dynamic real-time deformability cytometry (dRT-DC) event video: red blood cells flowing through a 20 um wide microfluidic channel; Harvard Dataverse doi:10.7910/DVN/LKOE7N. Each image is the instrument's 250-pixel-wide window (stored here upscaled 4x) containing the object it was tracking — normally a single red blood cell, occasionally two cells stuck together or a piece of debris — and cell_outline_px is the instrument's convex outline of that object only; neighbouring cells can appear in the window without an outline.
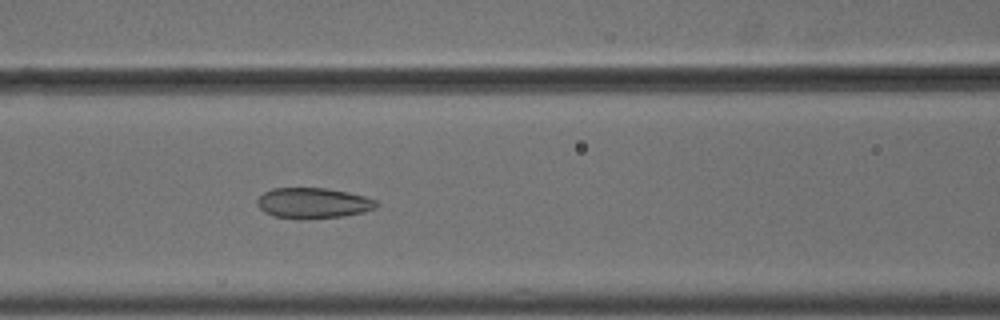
{"species": "common noctule bat (a hibernating species)", "species_latin": "Nyctalus noctula", "temperature_condition": "cold", "stored_images_in_passage": 41, "camera_frame_rate_fps": 3000, "um_per_image_px": 0.085, "animal": {"sex": "male", "body_mass_g": 18.8}, "frame": {"image": 1, "passage_image": 15, "time_ms": 4.667, "image_size_px": [1000, 320], "cell_outline_px": [[380, 204], [376, 208], [364, 212], [344, 216], [276, 216], [264, 212], [256, 204], [256, 200], [264, 192], [272, 188], [324, 188], [348, 192], [364, 196], [376, 200]], "centroid_in_image_um": [26.65, 17.21], "position_along_channel_um": 140.0, "area_um2": 20.46}}
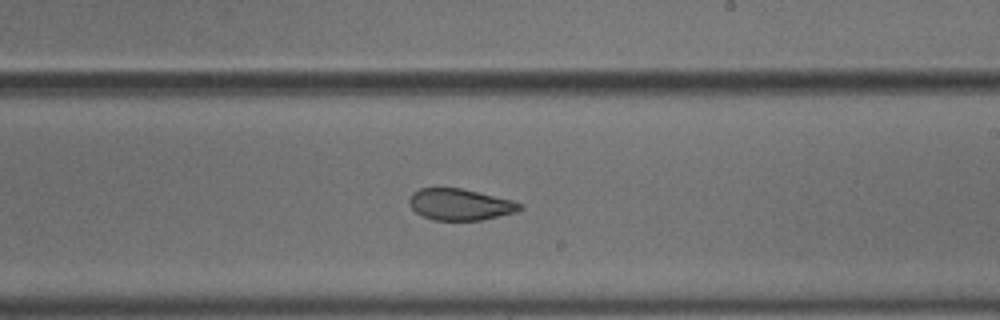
{"frame": {"image": 2, "passage_image": 24, "time_ms": 7.667, "image_size_px": [1000, 320], "cell_outline_px": [[524, 208], [516, 212], [480, 220], [432, 220], [416, 212], [408, 204], [408, 200], [412, 192], [420, 188], [460, 188], [512, 200], [520, 204]], "centroid_in_image_um": [39.07, 17.38], "position_along_channel_um": 249.9, "area_um2": 20.11}}
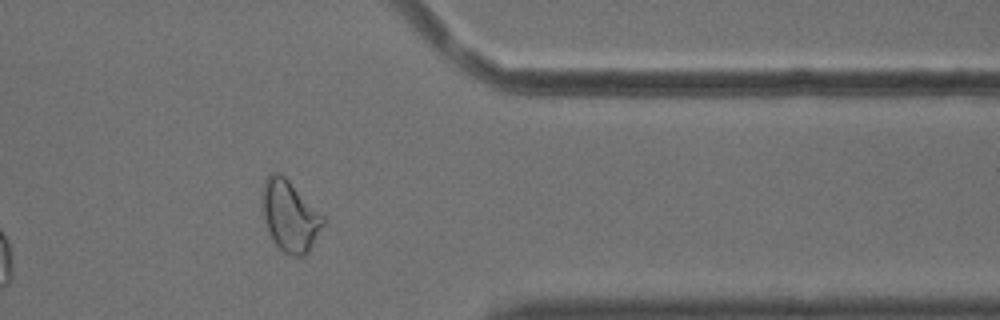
{"frame": {"image": 3, "passage_image": 36, "time_ms": 11.667, "image_size_px": [1000, 320], "cell_outline_px": [[324, 224], [308, 252], [304, 256], [288, 256], [276, 248], [268, 228], [264, 216], [264, 184], [268, 176], [272, 172], [280, 172], [324, 216]], "centroid_in_image_um": [24.67, 18.41], "position_along_channel_um": 386.7, "area_um2": 24.62}, "authors_computed_cell_mechanics": {"area_um2": 21.9062, "velocity_mm_per_s": 3.6679, "shape_relaxation_time_tau1_ms": null, "shape_relaxation_time_tau2_ms": 1.7497, "deformation_change_tau1": null, "deformation_change_tau2": 0.0783}}